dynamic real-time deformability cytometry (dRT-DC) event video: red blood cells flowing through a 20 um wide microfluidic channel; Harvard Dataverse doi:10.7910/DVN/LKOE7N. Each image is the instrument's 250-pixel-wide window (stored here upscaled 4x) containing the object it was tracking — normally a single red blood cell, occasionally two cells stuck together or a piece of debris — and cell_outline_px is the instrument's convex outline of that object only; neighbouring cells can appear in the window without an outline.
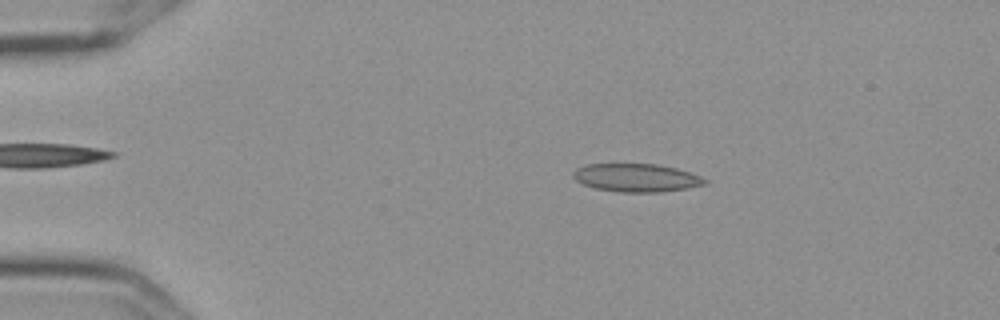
{"species": "Egyptian fruit bat (a non-hibernating species)", "species_latin": "Rousettus aegyptiacus", "temperature_condition": "cold", "stored_images_in_passage": 29, "camera_frame_rate_fps": 3000, "um_per_image_px": 0.085, "frame": {"image": 1, "passage_image": 10, "time_ms": 3.0, "image_size_px": [1000, 320], "cell_outline_px": [[708, 180], [704, 184], [684, 188], [656, 192], [620, 192], [596, 188], [584, 184], [576, 180], [572, 176], [572, 172], [576, 168], [588, 164], [656, 164], [676, 168], [700, 176]], "centroid_in_image_um": [54.05, 15.1], "position_along_channel_um": 31.0, "area_um2": 21.27}}
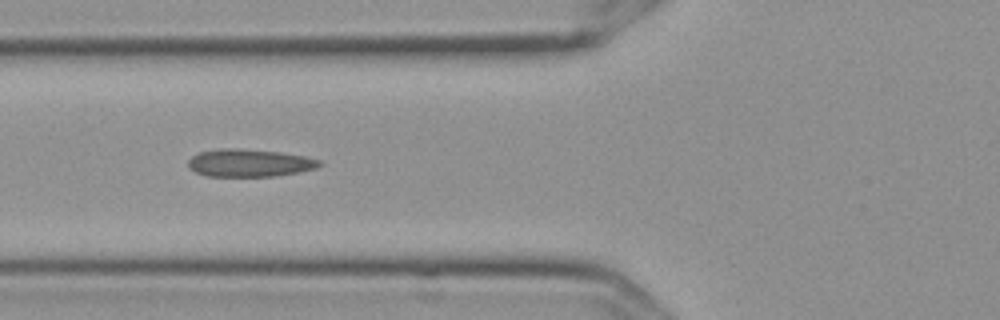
{"frame": {"image": 2, "passage_image": 21, "time_ms": 6.667, "image_size_px": [1000, 320], "cell_outline_px": [[324, 164], [316, 168], [276, 176], [208, 176], [196, 172], [188, 168], [188, 160], [192, 156], [200, 152], [220, 148], [240, 148], [280, 152], [304, 156], [320, 160]], "centroid_in_image_um": [21.19, 13.84], "position_along_channel_um": 104.6, "area_um2": 21.15}}
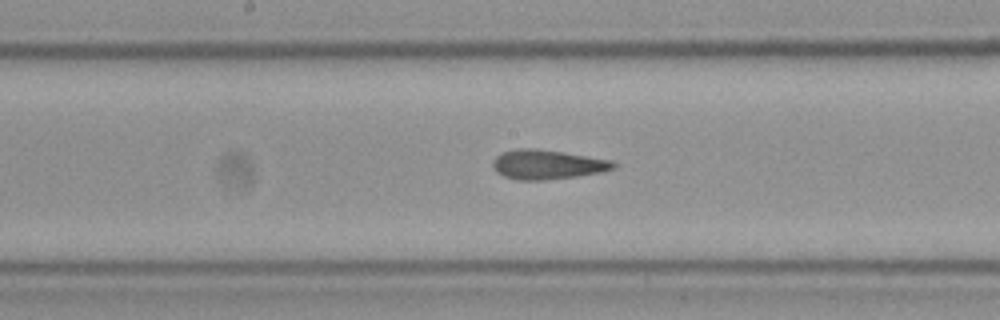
{"frame": {"image": 3, "passage_image": 29, "time_ms": 9.333, "image_size_px": [1000, 320], "cell_outline_px": [[616, 168], [600, 172], [576, 176], [544, 180], [520, 180], [504, 176], [496, 172], [492, 164], [492, 160], [500, 152], [516, 148], [536, 148], [564, 152], [612, 160], [616, 164]], "centroid_in_image_um": [46.49, 13.97], "position_along_channel_um": 201.7, "area_um2": 20.81}}